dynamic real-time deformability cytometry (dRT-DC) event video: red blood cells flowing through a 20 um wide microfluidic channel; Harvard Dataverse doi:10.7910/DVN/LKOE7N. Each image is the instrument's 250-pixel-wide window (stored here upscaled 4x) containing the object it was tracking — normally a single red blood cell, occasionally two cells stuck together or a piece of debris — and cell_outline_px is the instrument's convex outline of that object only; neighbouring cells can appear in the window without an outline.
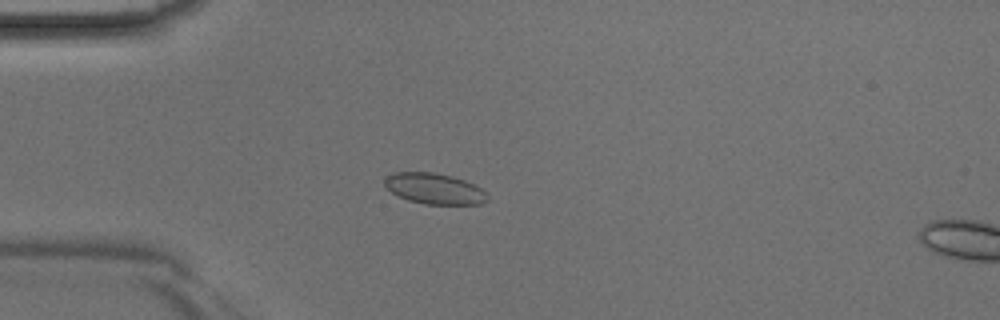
{"species": "Egyptian fruit bat (a non-hibernating species)", "species_latin": "Rousettus aegyptiacus", "temperature_condition": "room temperature", "stored_images_in_passage": 46, "camera_frame_rate_fps": 3000, "um_per_image_px": 0.085, "animal": {"sex": "male"}, "frame": {"image": 1, "passage_image": 13, "time_ms": 4.0, "image_size_px": [1000, 320], "cell_outline_px": [[488, 200], [480, 204], [424, 204], [408, 200], [384, 188], [384, 180], [392, 172], [432, 172], [452, 176], [464, 180], [480, 188], [488, 196]], "centroid_in_image_um": [36.89, 16.03], "position_along_channel_um": 48.1, "area_um2": 18.38}}
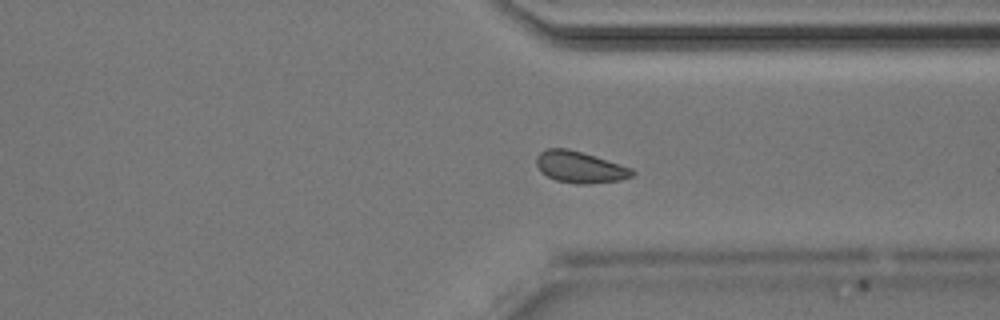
{"frame": {"image": 2, "passage_image": 35, "time_ms": 11.333, "image_size_px": [1000, 320], "cell_outline_px": [[636, 172], [632, 176], [620, 180], [584, 184], [576, 184], [556, 180], [540, 172], [536, 164], [536, 156], [540, 152], [548, 148], [568, 148], [632, 168]], "centroid_in_image_um": [49.26, 14.2], "position_along_channel_um": 362.1, "area_um2": 17.46}}
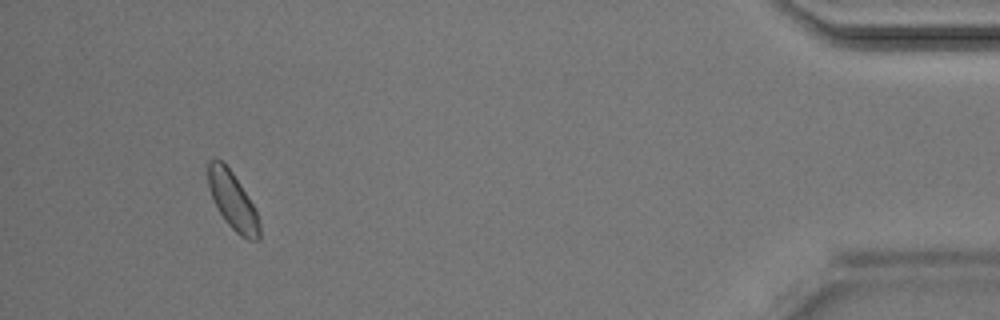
{"frame": {"image": 3, "passage_image": 43, "time_ms": 14.0, "image_size_px": [1000, 320], "cell_outline_px": [[260, 240], [248, 240], [240, 236], [228, 224], [220, 212], [212, 196], [208, 184], [208, 160], [220, 160], [232, 172], [240, 184], [252, 204], [260, 220]], "centroid_in_image_um": [19.8, 17.11], "position_along_channel_um": 415.4, "area_um2": 16.76}}